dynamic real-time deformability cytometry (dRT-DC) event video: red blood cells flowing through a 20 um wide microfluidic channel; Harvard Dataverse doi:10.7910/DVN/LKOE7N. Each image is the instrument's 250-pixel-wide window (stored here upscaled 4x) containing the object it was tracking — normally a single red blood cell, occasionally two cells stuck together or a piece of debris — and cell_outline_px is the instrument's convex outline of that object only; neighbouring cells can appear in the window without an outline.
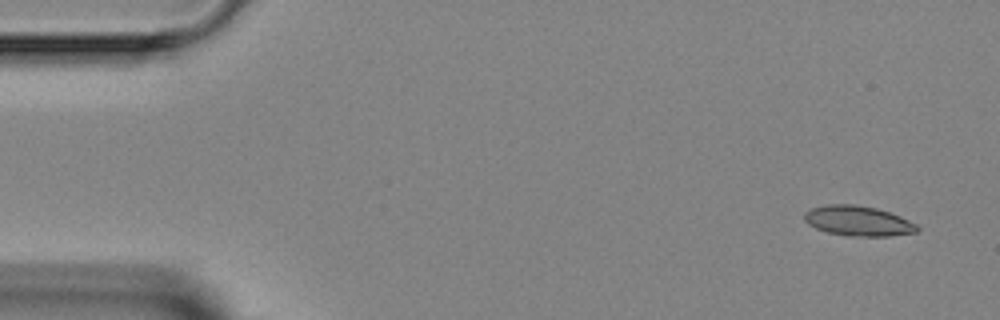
{"species": "Egyptian fruit bat (a non-hibernating species)", "species_latin": "Rousettus aegyptiacus", "temperature_condition": "room temperature", "stored_images_in_passage": 5, "camera_frame_rate_fps": 3000, "um_per_image_px": 0.085, "animal": {"sex": "female"}, "frame": {"image": 1, "passage_image": 1, "time_ms": 0.0, "image_size_px": [1000, 320], "cell_outline_px": [[920, 228], [916, 232], [892, 236], [848, 236], [828, 232], [816, 228], [808, 224], [804, 220], [804, 212], [812, 208], [828, 204], [856, 204], [876, 208], [900, 216], [916, 224]], "centroid_in_image_um": [72.93, 18.78], "position_along_channel_um": 12.1, "area_um2": 19.77}}